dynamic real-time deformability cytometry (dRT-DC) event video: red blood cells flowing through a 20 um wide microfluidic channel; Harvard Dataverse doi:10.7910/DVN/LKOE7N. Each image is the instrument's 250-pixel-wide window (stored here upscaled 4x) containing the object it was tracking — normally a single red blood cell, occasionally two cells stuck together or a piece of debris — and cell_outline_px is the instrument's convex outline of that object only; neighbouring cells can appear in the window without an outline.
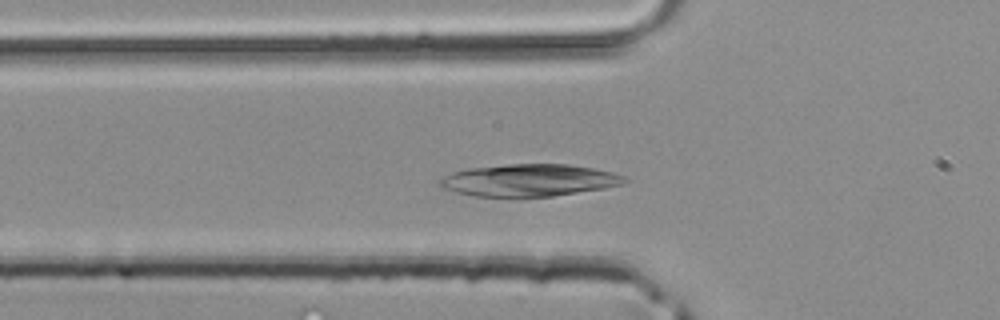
{"species": "common noctule bat (a hibernating species)", "species_latin": "Nyctalus noctula", "temperature_condition": "room temperature", "stored_images_in_passage": 37, "camera_frame_rate_fps": 3000, "um_per_image_px": 0.085, "animal": {"sex": "male", "body_mass_g": 20.4}, "frame": {"image": 1, "passage_image": 8, "time_ms": 2.333, "image_size_px": [1000, 320], "cell_outline_px": [[628, 180], [624, 184], [604, 188], [552, 196], [516, 200], [512, 200], [476, 196], [456, 192], [444, 188], [440, 184], [440, 180], [444, 176], [452, 172], [468, 168], [508, 164], [568, 164], [592, 168], [612, 172], [624, 176]], "centroid_in_image_um": [44.95, 15.36], "position_along_channel_um": 80.8, "area_um2": 35.43}}
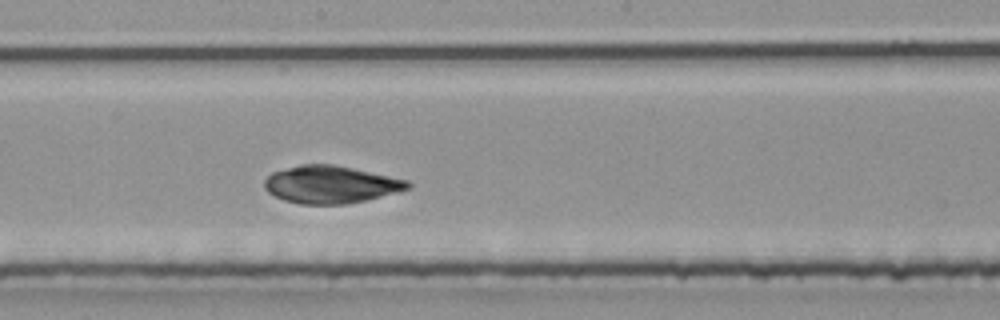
{"frame": {"image": 2, "passage_image": 17, "time_ms": 5.333, "image_size_px": [1000, 320], "cell_outline_px": [[412, 188], [364, 200], [344, 204], [300, 204], [284, 200], [268, 192], [264, 188], [264, 180], [272, 172], [300, 164], [332, 164], [352, 168], [408, 180], [412, 184]], "centroid_in_image_um": [28.09, 15.68], "position_along_channel_um": 220.1, "area_um2": 31.1}}
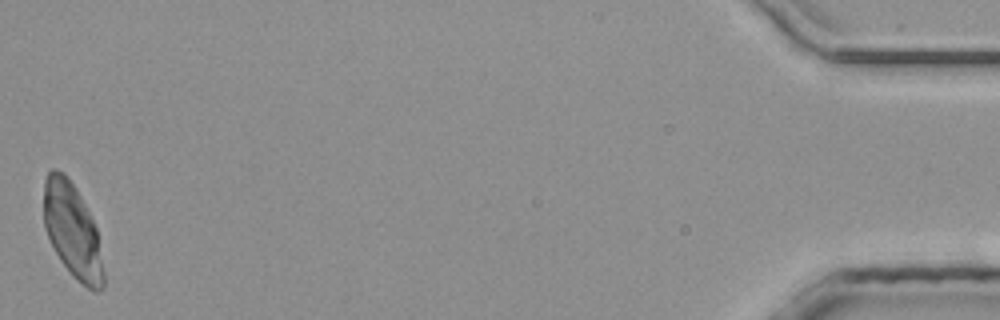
{"frame": {"image": 3, "passage_image": 37, "time_ms": 12.0, "image_size_px": [1000, 320], "cell_outline_px": [[104, 288], [100, 292], [96, 292], [88, 288], [76, 280], [72, 276], [60, 260], [44, 228], [44, 180], [48, 172], [52, 168], [56, 168], [64, 172], [68, 176], [76, 188], [96, 228], [104, 272]], "centroid_in_image_um": [6.15, 19.61], "position_along_channel_um": 429.1, "area_um2": 32.95}}